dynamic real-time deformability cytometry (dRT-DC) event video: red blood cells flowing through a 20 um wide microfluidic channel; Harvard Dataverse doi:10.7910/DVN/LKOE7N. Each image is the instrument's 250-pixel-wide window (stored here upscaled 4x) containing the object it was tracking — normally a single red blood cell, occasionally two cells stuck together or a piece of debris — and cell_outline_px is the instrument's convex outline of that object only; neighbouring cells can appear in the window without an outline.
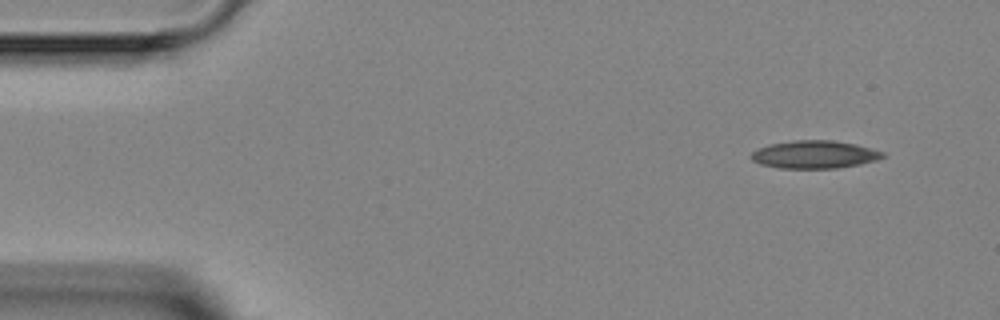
{"species": "Egyptian fruit bat (a non-hibernating species)", "species_latin": "Rousettus aegyptiacus", "temperature_condition": "room temperature", "stored_images_in_passage": 3, "camera_frame_rate_fps": 3000, "um_per_image_px": 0.085, "animal": {"sex": "female"}, "frame": {"image": 1, "passage_image": 3, "time_ms": 4.333, "image_size_px": [1000, 320], "cell_outline_px": [[888, 156], [876, 160], [860, 164], [836, 168], [780, 168], [760, 164], [752, 160], [748, 156], [752, 152], [768, 144], [792, 140], [832, 140], [856, 144], [884, 152]], "centroid_in_image_um": [69.23, 13.13], "position_along_channel_um": 15.8, "area_um2": 21.44}}